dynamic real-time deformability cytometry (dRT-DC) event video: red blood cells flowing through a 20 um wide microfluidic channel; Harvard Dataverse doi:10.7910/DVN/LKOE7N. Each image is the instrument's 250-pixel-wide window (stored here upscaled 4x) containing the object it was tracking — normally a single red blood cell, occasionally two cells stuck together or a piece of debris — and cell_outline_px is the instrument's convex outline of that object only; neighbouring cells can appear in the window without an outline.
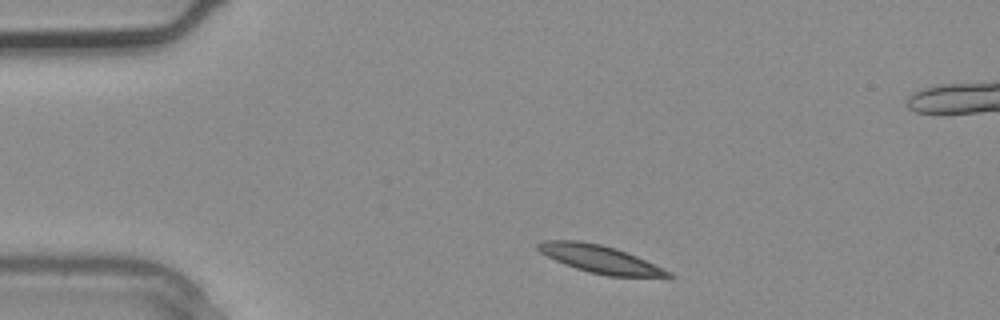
{"species": "common noctule bat (a hibernating species)", "species_latin": "Nyctalus noctula", "temperature_condition": "warm", "stored_images_in_passage": 3, "camera_frame_rate_fps": 3000, "um_per_image_px": 0.085, "animal": {"sex": "male", "body_mass_g": 20.4}, "frame": {"image": 1, "passage_image": 1, "time_ms": 0.0, "image_size_px": [1000, 320], "cell_outline_px": [[676, 276], [608, 276], [588, 272], [564, 264], [540, 252], [536, 248], [536, 244], [544, 240], [580, 240], [600, 244], [616, 248], [636, 256], [664, 268], [672, 272]], "centroid_in_image_um": [50.97, 22.01], "position_along_channel_um": 34.0, "area_um2": 20.87}}